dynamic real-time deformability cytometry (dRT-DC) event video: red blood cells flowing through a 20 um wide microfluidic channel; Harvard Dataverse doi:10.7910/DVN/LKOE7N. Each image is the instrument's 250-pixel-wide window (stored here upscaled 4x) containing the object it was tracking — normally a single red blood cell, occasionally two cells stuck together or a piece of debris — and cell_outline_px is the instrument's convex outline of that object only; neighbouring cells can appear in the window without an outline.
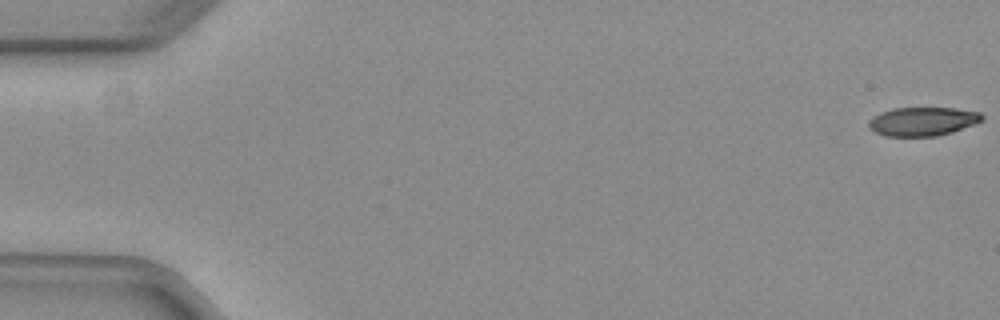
{"species": "common noctule bat (a hibernating species)", "species_latin": "Nyctalus noctula", "temperature_condition": "warm", "stored_images_in_passage": 53, "camera_frame_rate_fps": 3000, "um_per_image_px": 0.085, "animal": {"sex": "female", "body_mass_g": 29.2, "forearm_length_mm": 56.3}, "frame": {"image": 1, "passage_image": 1, "time_ms": 0.0, "image_size_px": [1000, 320], "cell_outline_px": [[984, 120], [976, 124], [952, 132], [936, 136], [884, 136], [868, 128], [868, 120], [872, 116], [880, 112], [892, 108], [956, 108], [980, 112], [984, 116]], "centroid_in_image_um": [78.43, 10.32], "position_along_channel_um": 6.6, "area_um2": 19.25}}
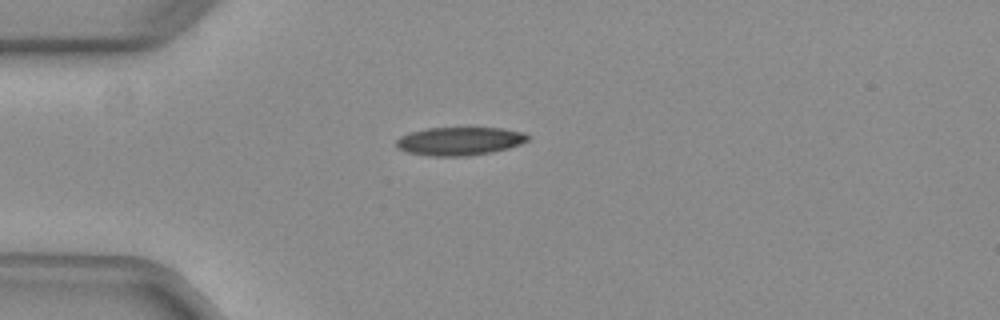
{"frame": {"image": 2, "passage_image": 15, "time_ms": 4.667, "image_size_px": [1000, 320], "cell_outline_px": [[528, 140], [520, 144], [508, 148], [488, 152], [464, 156], [428, 156], [408, 152], [396, 148], [396, 140], [400, 136], [408, 132], [428, 128], [500, 128], [524, 132], [528, 136]], "centroid_in_image_um": [39.01, 11.99], "position_along_channel_um": 46.0, "area_um2": 21.56}}
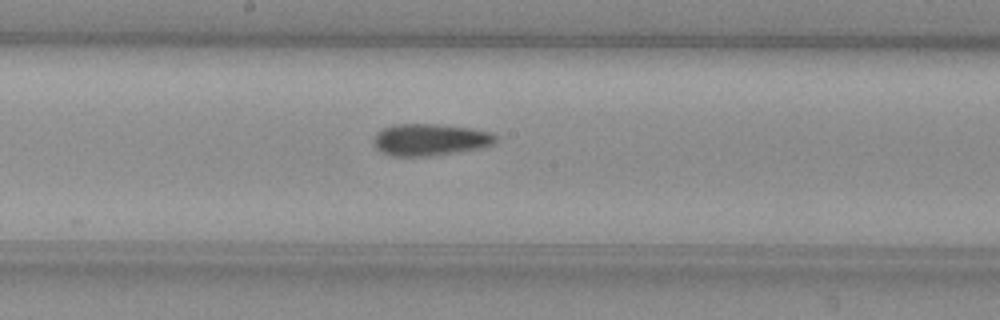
{"frame": {"image": 3, "passage_image": 29, "time_ms": 9.333, "image_size_px": [1000, 320], "cell_outline_px": [[496, 140], [492, 144], [484, 148], [428, 156], [392, 156], [380, 152], [376, 148], [372, 140], [376, 132], [392, 124], [436, 124], [472, 128], [488, 132], [496, 136]], "centroid_in_image_um": [36.51, 11.87], "position_along_channel_um": 211.7, "area_um2": 22.77}, "authors_computed_cell_mechanics": {"area_um2": 21.2704, "velocity_mm_per_s": 3.9747, "shape_relaxation_time_tau1_ms": null, "shape_relaxation_time_tau2_ms": 6.4159, "deformation_change_tau1": null, "deformation_change_tau2": 0.1445}}